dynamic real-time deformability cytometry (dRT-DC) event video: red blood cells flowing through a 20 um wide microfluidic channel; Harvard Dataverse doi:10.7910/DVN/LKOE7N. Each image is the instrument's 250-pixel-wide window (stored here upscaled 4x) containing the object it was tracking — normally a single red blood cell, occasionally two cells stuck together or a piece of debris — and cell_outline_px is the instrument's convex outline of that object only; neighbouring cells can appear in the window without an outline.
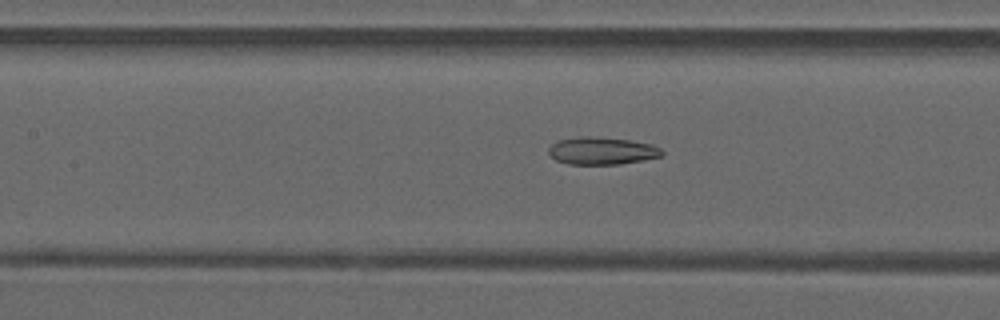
{"species": "common noctule bat (a hibernating species)", "species_latin": "Nyctalus noctula", "temperature_condition": "warm", "stored_images_in_passage": 33, "camera_frame_rate_fps": 3000, "um_per_image_px": 0.085, "animal": {"sex": "male", "forearm_length_mm": 52.5}, "frame": {"image": 1, "passage_image": 16, "time_ms": 5.0, "image_size_px": [1000, 320], "cell_outline_px": [[664, 152], [660, 156], [644, 160], [620, 164], [568, 164], [556, 160], [548, 152], [548, 148], [556, 140], [576, 136], [588, 136], [628, 140], [652, 144], [660, 148]], "centroid_in_image_um": [51.13, 12.81], "position_along_channel_um": 156.3, "area_um2": 18.15}}
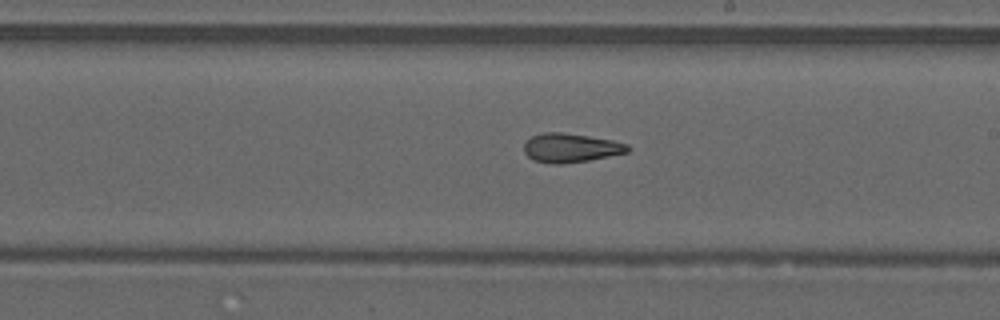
{"frame": {"image": 2, "passage_image": 22, "time_ms": 7.0, "image_size_px": [1000, 320], "cell_outline_px": [[632, 148], [628, 152], [588, 160], [560, 164], [552, 164], [532, 160], [524, 152], [524, 144], [532, 136], [544, 132], [560, 132], [588, 136], [612, 140], [628, 144]], "centroid_in_image_um": [48.51, 12.57], "position_along_channel_um": 240.5, "area_um2": 17.46}}
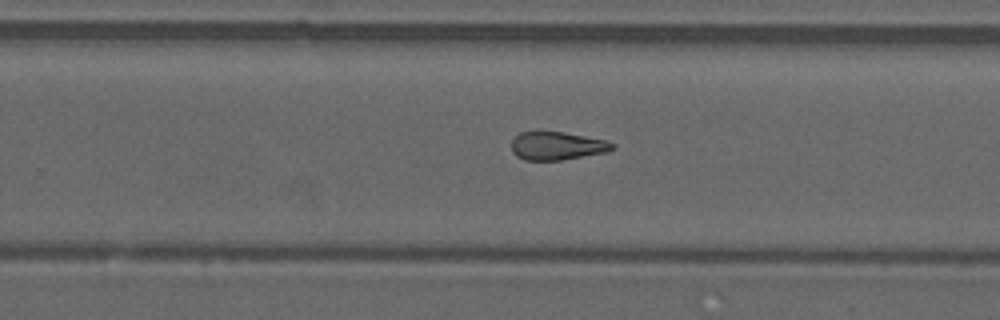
{"frame": {"image": 3, "passage_image": 25, "time_ms": 8.0, "image_size_px": [1000, 320], "cell_outline_px": [[616, 148], [608, 152], [560, 160], [524, 160], [516, 156], [512, 152], [512, 140], [520, 132], [536, 128], [540, 128], [564, 132], [608, 140], [616, 144]], "centroid_in_image_um": [47.34, 12.35], "position_along_channel_um": 282.5, "area_um2": 17.4}, "authors_computed_cell_mechanics": {"area_um2": 17.6868, "velocity_mm_per_s": 4.2249, "shape_relaxation_time_tau1_ms": null, "shape_relaxation_time_tau2_ms": 3.0143, "deformation_change_tau1": null, "deformation_change_tau2": 0.1285}}